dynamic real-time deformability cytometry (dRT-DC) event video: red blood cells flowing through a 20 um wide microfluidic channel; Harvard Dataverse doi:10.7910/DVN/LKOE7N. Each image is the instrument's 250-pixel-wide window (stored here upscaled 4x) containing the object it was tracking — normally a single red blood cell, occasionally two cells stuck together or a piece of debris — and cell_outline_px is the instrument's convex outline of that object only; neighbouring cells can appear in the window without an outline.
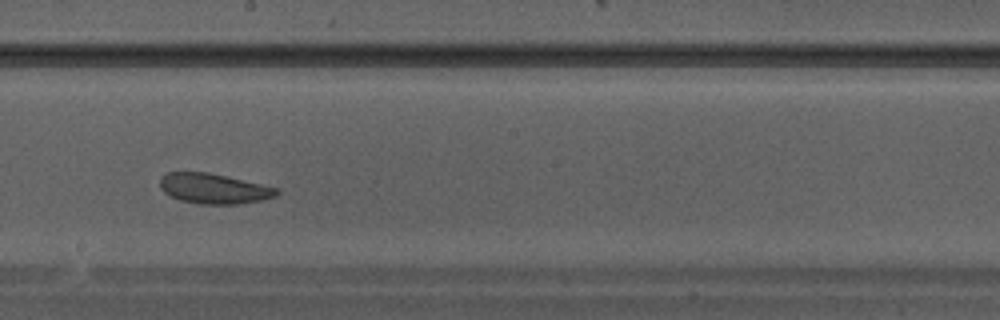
{"species": "Egyptian fruit bat (a non-hibernating species)", "species_latin": "Rousettus aegyptiacus", "temperature_condition": "warm", "stored_images_in_passage": 27, "camera_frame_rate_fps": 3000, "um_per_image_px": 0.085, "animal": {"sex": "male"}, "frame": {"image": 1, "passage_image": 15, "time_ms": 4.667, "image_size_px": [1000, 320], "cell_outline_px": [[280, 192], [276, 196], [260, 200], [236, 204], [200, 204], [180, 200], [164, 192], [160, 188], [160, 176], [168, 172], [208, 172], [260, 184], [276, 188]], "centroid_in_image_um": [18.13, 16.03], "position_along_channel_um": 230.1, "area_um2": 20.29}}